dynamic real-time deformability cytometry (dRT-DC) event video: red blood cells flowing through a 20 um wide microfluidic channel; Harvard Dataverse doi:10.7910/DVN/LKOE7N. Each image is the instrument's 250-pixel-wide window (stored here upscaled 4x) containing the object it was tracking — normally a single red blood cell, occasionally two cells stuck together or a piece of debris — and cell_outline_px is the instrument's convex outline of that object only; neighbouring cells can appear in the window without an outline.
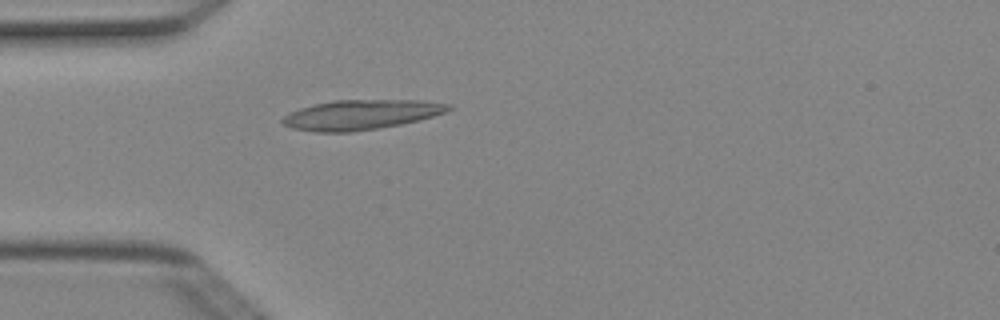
{"species": "Egyptian fruit bat (a non-hibernating species)", "species_latin": "Rousettus aegyptiacus", "temperature_condition": "cold", "stored_images_in_passage": 1, "camera_frame_rate_fps": 3000, "um_per_image_px": 0.085, "animal": {"sex": "female"}, "frame": {"image": 1, "passage_image": 1, "time_ms": 0.0, "image_size_px": [1000, 320], "cell_outline_px": [[456, 108], [420, 120], [400, 124], [352, 132], [316, 132], [292, 128], [284, 124], [280, 120], [288, 112], [300, 108], [332, 100], [420, 100], [452, 104]], "centroid_in_image_um": [30.7, 9.74], "position_along_channel_um": 54.3, "area_um2": 28.84}}